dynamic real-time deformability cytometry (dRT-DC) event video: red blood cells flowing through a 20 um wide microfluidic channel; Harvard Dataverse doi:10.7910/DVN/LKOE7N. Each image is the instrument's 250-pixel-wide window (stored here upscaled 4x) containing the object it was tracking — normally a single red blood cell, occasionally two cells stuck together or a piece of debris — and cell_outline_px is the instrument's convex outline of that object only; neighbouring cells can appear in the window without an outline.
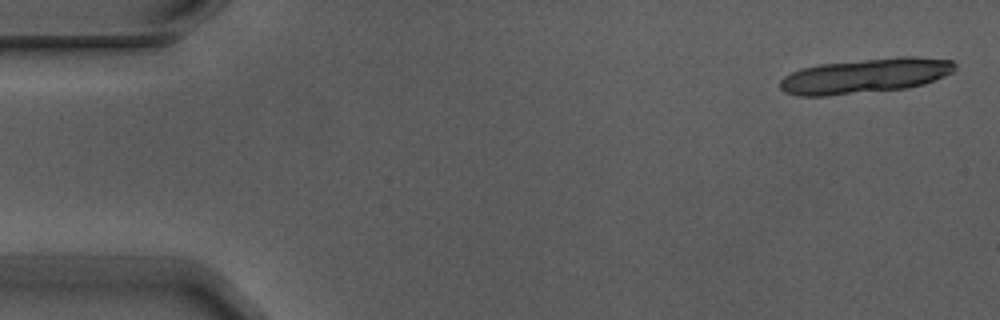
{"species": "Egyptian fruit bat (a non-hibernating species)", "species_latin": "Rousettus aegyptiacus", "temperature_condition": "warm", "stored_images_in_passage": 7, "camera_frame_rate_fps": 3000, "um_per_image_px": 0.085, "animal": {"sex": "male"}, "frame": {"image": 1, "passage_image": 1, "time_ms": 0.0, "image_size_px": [1000, 320], "cell_outline_px": [[956, 68], [952, 72], [944, 76], [924, 84], [908, 88], [824, 96], [800, 96], [784, 92], [780, 88], [780, 80], [784, 76], [800, 68], [820, 64], [900, 56], [912, 56], [952, 60], [956, 64]], "centroid_in_image_um": [73.54, 6.44], "position_along_channel_um": 11.5, "area_um2": 35.55}}
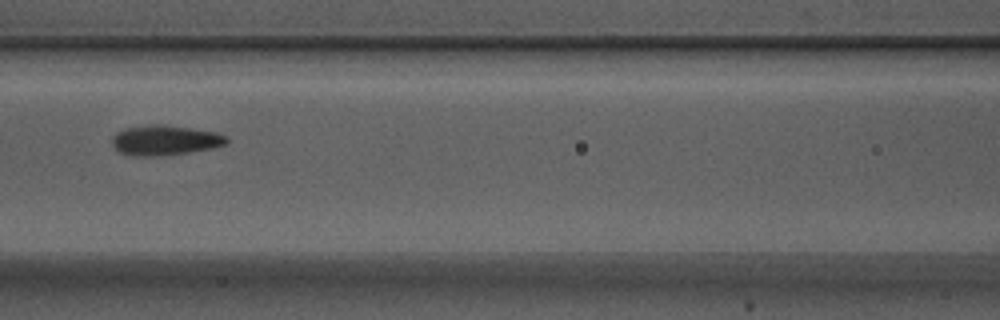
{"frame": {"image": 2, "passage_image": 7, "time_ms": 2.0, "image_size_px": [1000, 320], "cell_outline_px": [[228, 140], [224, 144], [212, 148], [188, 152], [160, 156], [132, 156], [120, 152], [112, 144], [112, 136], [116, 132], [124, 128], [152, 124], [164, 124], [216, 132], [228, 136]], "centroid_in_image_um": [13.99, 11.91], "position_along_channel_um": 152.6, "area_um2": 20.06}}